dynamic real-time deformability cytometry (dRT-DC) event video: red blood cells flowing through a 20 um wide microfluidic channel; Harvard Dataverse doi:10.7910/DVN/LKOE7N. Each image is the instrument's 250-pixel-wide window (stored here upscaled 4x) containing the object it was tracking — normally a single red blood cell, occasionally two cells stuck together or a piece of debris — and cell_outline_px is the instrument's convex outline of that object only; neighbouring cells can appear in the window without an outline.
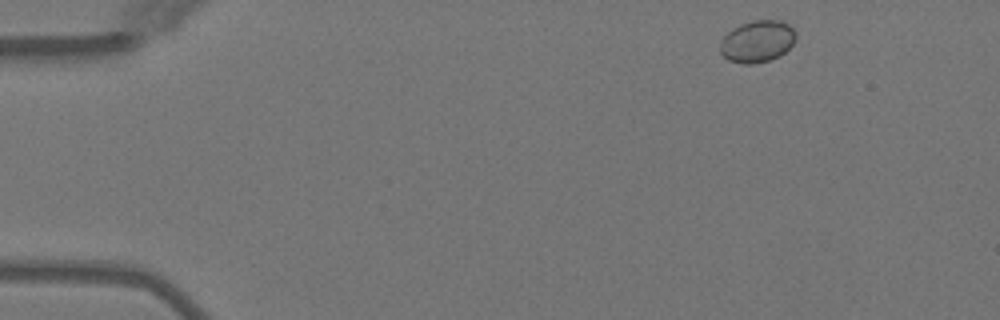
{"species": "Egyptian fruit bat (a non-hibernating species)", "species_latin": "Rousettus aegyptiacus", "temperature_condition": "warm", "stored_images_in_passage": 5, "camera_frame_rate_fps": 3000, "um_per_image_px": 0.085, "animal": {"sex": "female"}, "frame": {"image": 1, "passage_image": 1, "time_ms": 0.0, "image_size_px": [1000, 320], "cell_outline_px": [[796, 40], [780, 56], [768, 60], [752, 64], [744, 64], [728, 60], [720, 52], [720, 40], [732, 28], [740, 24], [752, 20], [780, 20], [788, 24], [796, 32]], "centroid_in_image_um": [64.36, 3.51], "position_along_channel_um": 20.6, "area_um2": 18.55}}
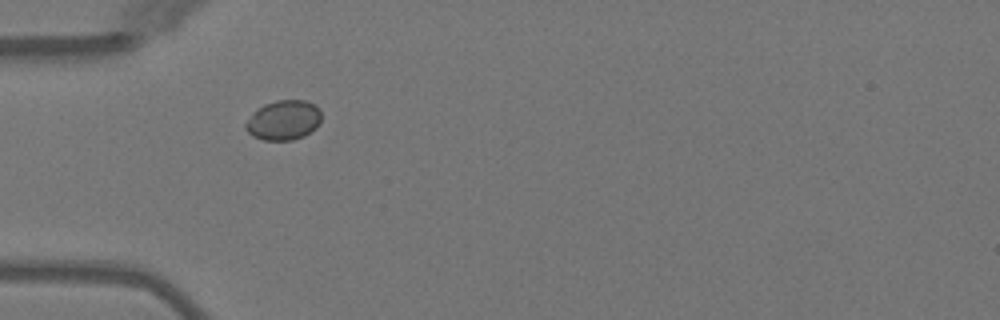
{"frame": {"image": 2, "passage_image": 4, "time_ms": 3.333, "image_size_px": [1000, 320], "cell_outline_px": [[320, 120], [316, 128], [304, 136], [292, 140], [264, 140], [252, 136], [244, 128], [244, 124], [252, 112], [264, 104], [276, 100], [304, 100], [320, 108]], "centroid_in_image_um": [24.07, 10.22], "position_along_channel_um": 60.9, "area_um2": 17.63}}
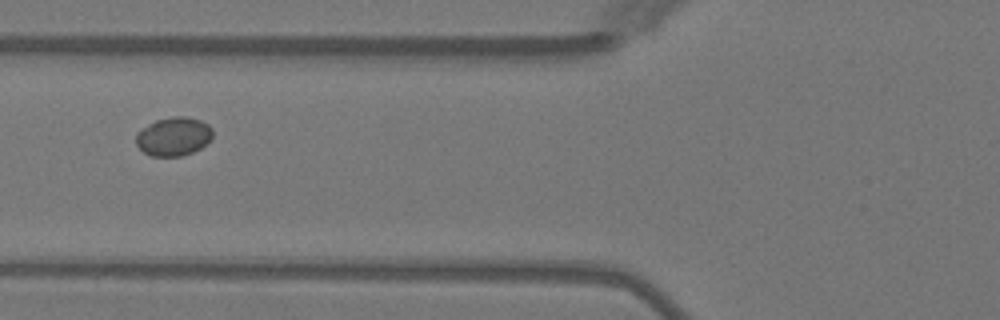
{"frame": {"image": 3, "passage_image": 5, "time_ms": 4.667, "image_size_px": [1000, 320], "cell_outline_px": [[212, 136], [200, 148], [192, 152], [180, 156], [152, 156], [144, 152], [136, 144], [136, 132], [148, 124], [156, 120], [172, 116], [188, 116], [200, 120], [208, 124], [212, 128]], "centroid_in_image_um": [14.74, 11.58], "position_along_channel_um": 111.1, "area_um2": 17.22}}